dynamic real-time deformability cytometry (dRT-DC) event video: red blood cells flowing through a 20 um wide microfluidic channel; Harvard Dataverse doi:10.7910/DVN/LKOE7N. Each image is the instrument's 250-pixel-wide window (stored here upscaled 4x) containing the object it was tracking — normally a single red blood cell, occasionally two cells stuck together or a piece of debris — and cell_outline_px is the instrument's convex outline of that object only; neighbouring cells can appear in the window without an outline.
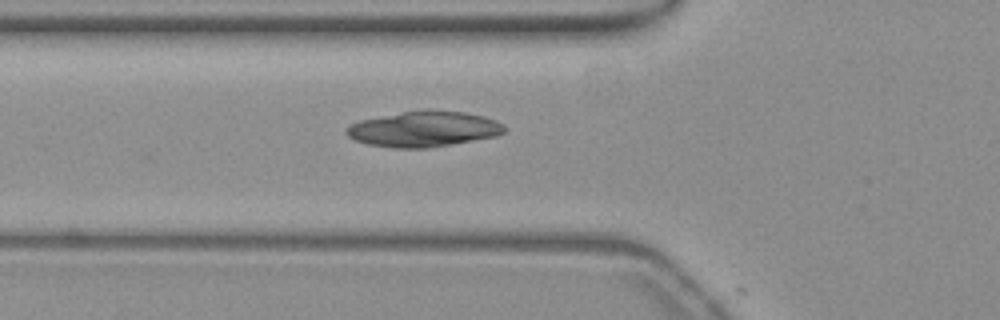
{"species": "common noctule bat (a hibernating species)", "species_latin": "Nyctalus noctula", "temperature_condition": "warm", "stored_images_in_passage": 5, "camera_frame_rate_fps": 3000, "um_per_image_px": 0.085, "animal": {"sex": "female", "body_mass_g": 19.3, "forearm_length_mm": 54.1}, "frame": {"image": 1, "passage_image": 4, "time_ms": 1.0, "image_size_px": [1000, 320], "cell_outline_px": [[508, 128], [504, 132], [496, 136], [428, 148], [392, 148], [368, 144], [352, 140], [344, 132], [352, 124], [360, 120], [404, 112], [464, 112], [484, 116], [496, 120], [504, 124]], "centroid_in_image_um": [36.03, 11.0], "position_along_channel_um": 89.8, "area_um2": 32.08}}